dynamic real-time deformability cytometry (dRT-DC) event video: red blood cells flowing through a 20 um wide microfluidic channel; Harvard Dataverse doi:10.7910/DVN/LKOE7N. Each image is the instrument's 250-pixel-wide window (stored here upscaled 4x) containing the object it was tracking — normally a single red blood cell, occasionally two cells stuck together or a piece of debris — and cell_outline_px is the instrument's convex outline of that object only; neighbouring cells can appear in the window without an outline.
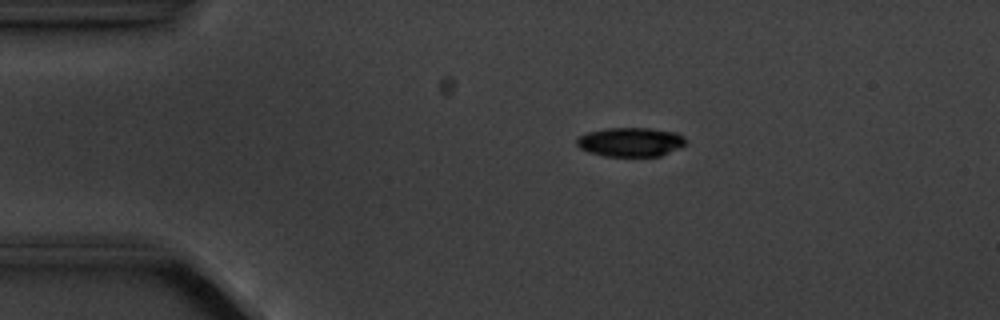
{"species": "common noctule bat (a hibernating species)", "species_latin": "Nyctalus noctula", "temperature_condition": "cold", "stored_images_in_passage": 6, "camera_frame_rate_fps": 3000, "um_per_image_px": 0.085, "animal": {"sex": "male", "body_mass_g": 20.1, "forearm_length_mm": 53.5}, "frame": {"image": 1, "passage_image": 1, "time_ms": 0.0, "image_size_px": [1000, 320], "cell_outline_px": [[684, 144], [660, 156], [604, 156], [588, 152], [580, 148], [576, 144], [576, 140], [580, 136], [588, 132], [608, 128], [648, 128], [676, 132], [684, 136]], "centroid_in_image_um": [53.55, 12.07], "position_along_channel_um": 31.4, "area_um2": 18.26}}